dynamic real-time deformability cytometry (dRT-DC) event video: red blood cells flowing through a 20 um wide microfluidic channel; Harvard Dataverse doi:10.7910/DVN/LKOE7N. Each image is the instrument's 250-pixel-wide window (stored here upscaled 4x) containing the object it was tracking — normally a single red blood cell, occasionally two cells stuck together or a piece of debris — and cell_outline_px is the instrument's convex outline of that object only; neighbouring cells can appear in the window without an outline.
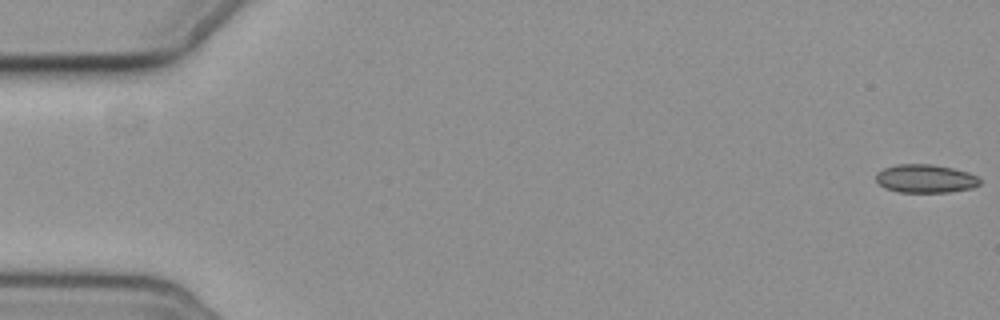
{"species": "common noctule bat (a hibernating species)", "species_latin": "Nyctalus noctula", "temperature_condition": "cold", "stored_images_in_passage": 6, "segment_of_instrument_passage": [1, 2], "camera_frame_rate_fps": 3000, "um_per_image_px": 0.085, "animal": {"sex": "female", "body_mass_g": 19.3, "forearm_length_mm": 54.1}, "frame": {"image": 1, "passage_image": 1, "time_ms": 0.0, "image_size_px": [1000, 320], "cell_outline_px": [[980, 184], [972, 188], [948, 192], [900, 192], [884, 188], [876, 180], [876, 172], [884, 168], [896, 164], [932, 164], [952, 168], [968, 172], [976, 176], [980, 180]], "centroid_in_image_um": [78.64, 15.18], "position_along_channel_um": 6.4, "area_um2": 17.17}}
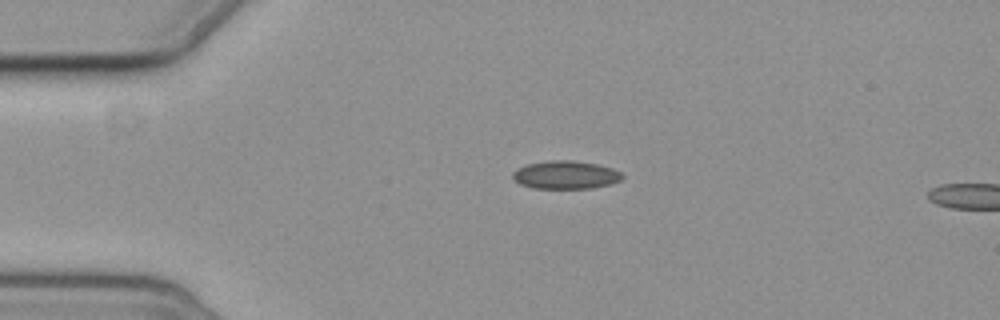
{"frame": {"image": 2, "passage_image": 4, "time_ms": 4.333, "image_size_px": [1000, 320], "cell_outline_px": [[624, 176], [620, 180], [608, 184], [592, 188], [532, 188], [520, 184], [512, 180], [512, 172], [528, 164], [548, 160], [572, 160], [596, 164], [612, 168], [620, 172]], "centroid_in_image_um": [48.05, 14.86], "position_along_channel_um": 37.0, "area_um2": 17.86}}